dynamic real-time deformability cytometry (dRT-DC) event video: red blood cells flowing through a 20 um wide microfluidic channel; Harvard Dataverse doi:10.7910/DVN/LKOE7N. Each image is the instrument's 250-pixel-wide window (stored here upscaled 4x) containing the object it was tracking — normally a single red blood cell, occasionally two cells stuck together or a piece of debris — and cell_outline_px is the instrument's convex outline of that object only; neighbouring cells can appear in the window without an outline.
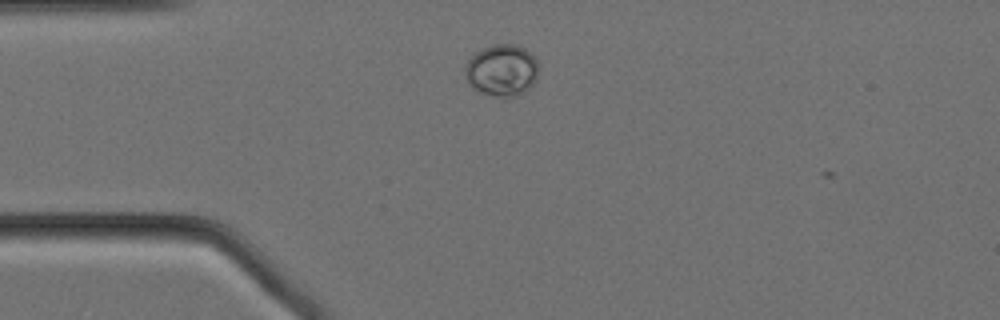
{"species": "Egyptian fruit bat (a non-hibernating species)", "species_latin": "Rousettus aegyptiacus", "temperature_condition": "cold", "stored_images_in_passage": 3, "camera_frame_rate_fps": 3000, "um_per_image_px": 0.085, "animal": {"sex": "female"}, "frame": {"image": 1, "passage_image": 1, "time_ms": 0.0, "image_size_px": [1000, 320], "cell_outline_px": [[536, 80], [524, 92], [516, 96], [496, 96], [480, 92], [472, 88], [468, 84], [464, 68], [468, 60], [476, 52], [492, 44], [516, 44], [524, 48], [536, 60]], "centroid_in_image_um": [42.61, 5.97], "position_along_channel_um": 42.4, "area_um2": 21.91}}